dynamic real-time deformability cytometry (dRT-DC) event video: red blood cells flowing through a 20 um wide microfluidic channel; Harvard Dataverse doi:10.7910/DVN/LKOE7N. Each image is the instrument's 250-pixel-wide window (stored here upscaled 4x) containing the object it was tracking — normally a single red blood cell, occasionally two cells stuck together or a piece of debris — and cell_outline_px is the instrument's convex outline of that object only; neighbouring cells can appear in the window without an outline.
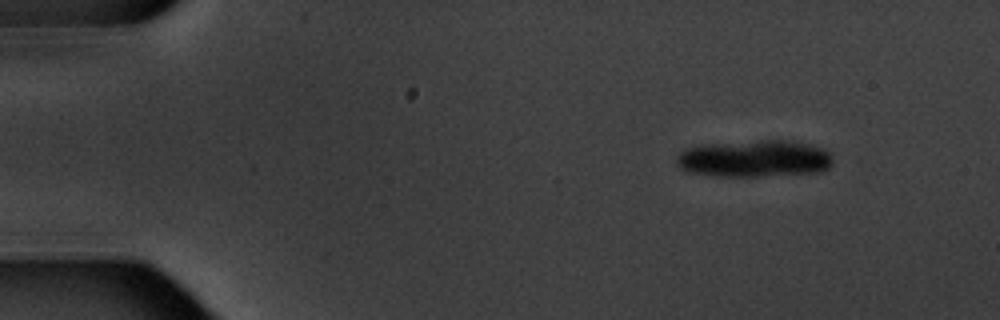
{"species": "common noctule bat (a hibernating species)", "species_latin": "Nyctalus noctula", "temperature_condition": "warm", "stored_images_in_passage": 10, "camera_frame_rate_fps": 3000, "um_per_image_px": 0.085, "animal": {"sex": "male", "body_mass_g": 20.1, "forearm_length_mm": 53.5}, "frame": {"image": 1, "passage_image": 1, "time_ms": 0.0, "image_size_px": [1000, 320], "cell_outline_px": [[832, 164], [824, 172], [756, 176], [716, 176], [688, 172], [680, 168], [676, 160], [676, 156], [684, 148], [704, 144], [760, 140], [792, 140], [824, 148], [832, 156]], "centroid_in_image_um": [64.13, 13.48], "position_along_channel_um": 20.9, "area_um2": 34.04}}
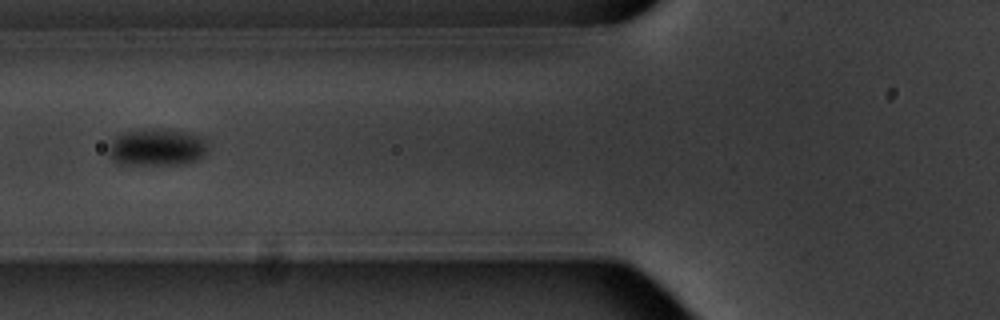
{"frame": {"image": 2, "passage_image": 6, "time_ms": 5.667, "image_size_px": [1000, 320], "cell_outline_px": [[208, 148], [196, 160], [180, 164], [116, 164], [108, 152], [112, 140], [116, 136], [124, 132], [192, 132], [200, 136], [208, 144]], "centroid_in_image_um": [13.33, 12.57], "position_along_channel_um": 112.5, "area_um2": 20.4}}
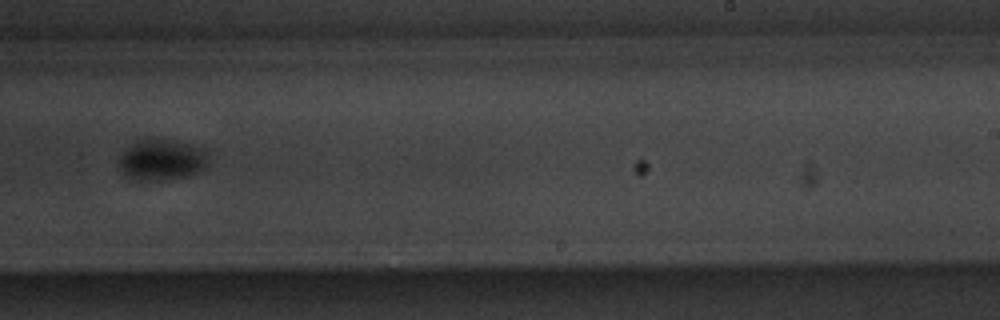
{"frame": {"image": 3, "passage_image": 10, "time_ms": 10.333, "image_size_px": [1000, 320], "cell_outline_px": [[208, 156], [204, 168], [200, 172], [188, 176], [164, 180], [148, 180], [128, 176], [120, 168], [120, 156], [136, 140], [160, 136], [192, 144], [200, 148]], "centroid_in_image_um": [13.78, 13.53], "position_along_channel_um": 275.2, "area_um2": 21.39}}